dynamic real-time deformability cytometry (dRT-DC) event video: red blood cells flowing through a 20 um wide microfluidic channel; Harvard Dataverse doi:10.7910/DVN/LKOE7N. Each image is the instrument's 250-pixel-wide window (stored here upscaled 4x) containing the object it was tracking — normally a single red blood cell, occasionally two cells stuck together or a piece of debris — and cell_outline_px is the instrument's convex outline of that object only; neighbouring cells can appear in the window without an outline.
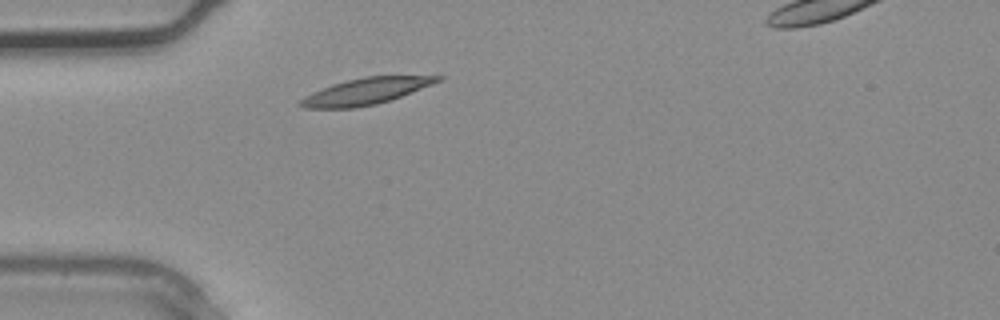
{"species": "common noctule bat (a hibernating species)", "species_latin": "Nyctalus noctula", "temperature_condition": "warm", "stored_images_in_passage": 5, "camera_frame_rate_fps": 3000, "um_per_image_px": 0.085, "animal": {"sex": "male", "body_mass_g": 20.4}, "frame": {"image": 1, "passage_image": 5, "time_ms": 1.333, "image_size_px": [1000, 320], "cell_outline_px": [[444, 76], [440, 80], [432, 84], [392, 100], [376, 104], [356, 108], [304, 108], [296, 104], [304, 96], [312, 92], [332, 84], [364, 76]], "centroid_in_image_um": [31.04, 7.77], "position_along_channel_um": 54.0, "area_um2": 21.04}}